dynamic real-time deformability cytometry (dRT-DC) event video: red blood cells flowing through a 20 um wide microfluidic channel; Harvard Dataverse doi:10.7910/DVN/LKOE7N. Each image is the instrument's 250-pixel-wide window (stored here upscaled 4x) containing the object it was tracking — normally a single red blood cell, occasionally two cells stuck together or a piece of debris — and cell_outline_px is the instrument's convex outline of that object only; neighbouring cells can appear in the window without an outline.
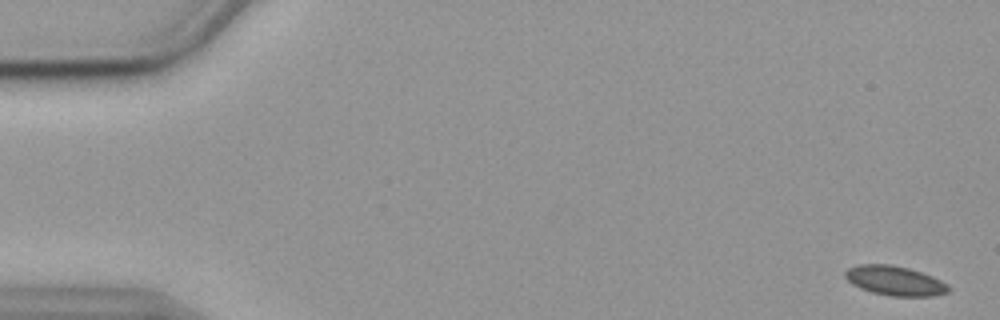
{"species": "common noctule bat (a hibernating species)", "species_latin": "Nyctalus noctula", "temperature_condition": "cold", "stored_images_in_passage": 56, "camera_frame_rate_fps": 3000, "um_per_image_px": 0.085, "animal": {"sex": "female", "body_mass_g": 19.9}, "frame": {"image": 1, "passage_image": 1, "time_ms": 0.0, "image_size_px": [1000, 320], "cell_outline_px": [[952, 288], [948, 292], [932, 296], [892, 296], [872, 292], [860, 288], [852, 284], [844, 276], [844, 272], [848, 268], [860, 264], [892, 264], [908, 268], [932, 276], [948, 284]], "centroid_in_image_um": [76.07, 23.86], "position_along_channel_um": 8.9, "area_um2": 17.8}}
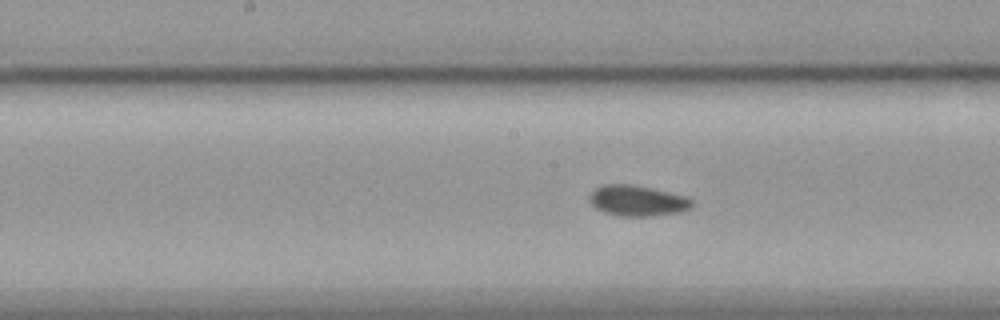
{"frame": {"image": 2, "passage_image": 28, "time_ms": 9.0, "image_size_px": [1000, 320], "cell_outline_px": [[692, 208], [680, 212], [648, 216], [620, 216], [604, 212], [596, 208], [588, 200], [588, 196], [596, 188], [604, 184], [636, 184], [684, 196], [692, 200]], "centroid_in_image_um": [54.15, 17.05], "position_along_channel_um": 194.0, "area_um2": 18.32}}
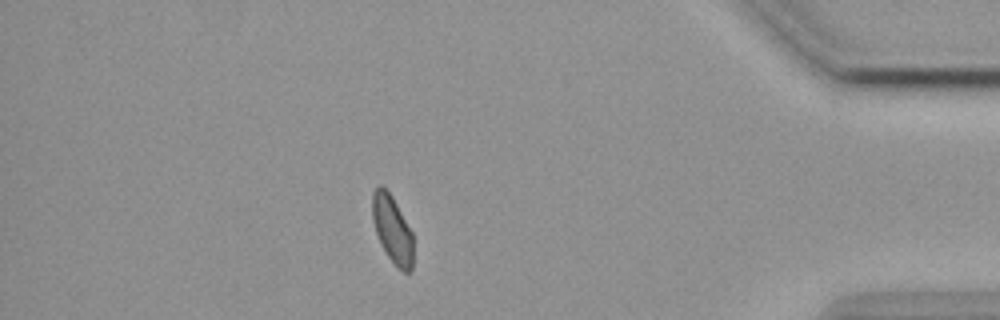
{"frame": {"image": 3, "passage_image": 49, "time_ms": 16.0, "image_size_px": [1000, 320], "cell_outline_px": [[412, 272], [404, 272], [396, 268], [380, 244], [372, 220], [372, 192], [380, 184], [392, 196], [412, 232]], "centroid_in_image_um": [33.33, 19.51], "position_along_channel_um": 401.9, "area_um2": 16.07}, "authors_computed_cell_mechanics": {"area_um2": 17.5423, "velocity_mm_per_s": 3.5503, "shape_relaxation_time_tau1_ms": null, "shape_relaxation_time_tau2_ms": 6.2427, "deformation_change_tau1": null, "deformation_change_tau2": 0.0627}}